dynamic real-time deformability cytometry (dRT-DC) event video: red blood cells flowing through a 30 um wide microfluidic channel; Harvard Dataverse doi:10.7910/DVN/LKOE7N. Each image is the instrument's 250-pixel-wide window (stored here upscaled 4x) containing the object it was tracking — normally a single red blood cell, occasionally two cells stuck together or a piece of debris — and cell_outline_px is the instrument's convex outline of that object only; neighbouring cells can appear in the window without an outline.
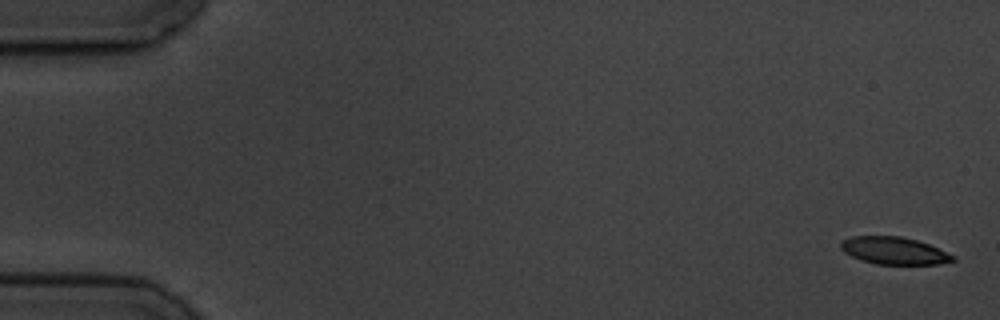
{"species": "common noctule bat (a hibernating species)", "species_latin": "Nyctalus noctula", "temperature_condition": "cold", "stored_images_in_passage": 5, "camera_frame_rate_fps": 3000, "um_per_image_px": 0.085, "animal": {"sex": "male", "body_mass_g": 19.5, "forearm_length_mm": 54.6}, "frame": {"image": 1, "passage_image": 1, "time_ms": 0.0, "image_size_px": [1000, 320], "cell_outline_px": [[956, 260], [940, 264], [876, 264], [860, 260], [844, 252], [840, 248], [840, 244], [844, 240], [852, 236], [900, 236], [916, 240], [928, 244], [956, 256]], "centroid_in_image_um": [76.0, 21.31], "position_along_channel_um": 9.0, "area_um2": 17.8}}
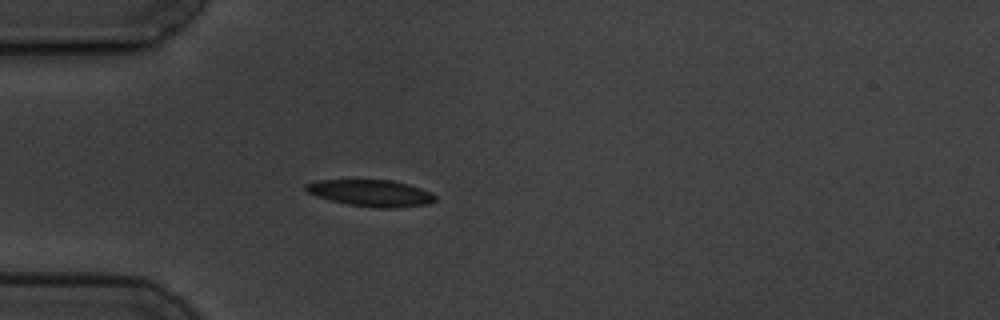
{"frame": {"image": 2, "passage_image": 5, "time_ms": 5.0, "image_size_px": [1000, 320], "cell_outline_px": [[436, 200], [428, 204], [400, 208], [380, 208], [348, 204], [316, 196], [308, 192], [304, 188], [304, 184], [316, 180], [392, 180], [408, 184], [432, 192], [436, 196]], "centroid_in_image_um": [31.55, 16.41], "position_along_channel_um": 53.4, "area_um2": 20.11}}